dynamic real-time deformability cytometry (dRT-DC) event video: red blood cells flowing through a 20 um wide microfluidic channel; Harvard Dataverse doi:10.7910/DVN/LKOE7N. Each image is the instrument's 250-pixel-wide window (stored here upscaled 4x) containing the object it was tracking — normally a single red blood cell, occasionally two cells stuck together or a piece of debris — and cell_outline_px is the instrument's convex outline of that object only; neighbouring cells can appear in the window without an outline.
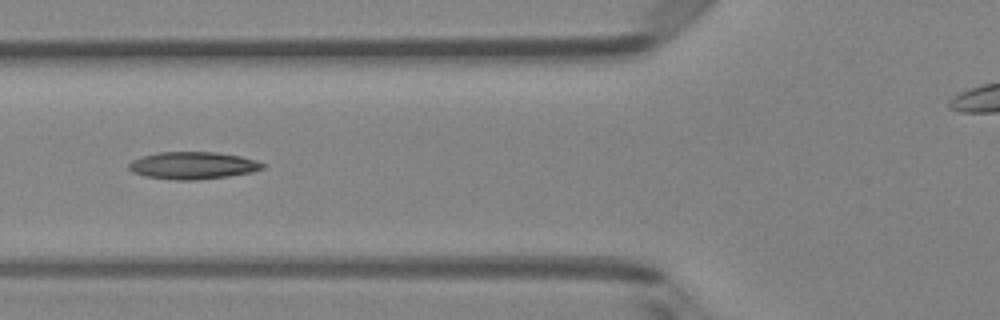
{"species": "Egyptian fruit bat (a non-hibernating species)", "species_latin": "Rousettus aegyptiacus", "temperature_condition": "room temperature", "stored_images_in_passage": 17, "camera_frame_rate_fps": 3000, "um_per_image_px": 0.085, "animal": {"sex": "female"}, "frame": {"image": 1, "passage_image": 8, "time_ms": 2.333, "image_size_px": [1000, 320], "cell_outline_px": [[264, 168], [252, 172], [228, 176], [196, 180], [176, 180], [144, 176], [132, 172], [128, 168], [128, 164], [132, 160], [144, 156], [160, 152], [216, 152], [240, 156], [256, 160], [264, 164]], "centroid_in_image_um": [16.39, 14.07], "position_along_channel_um": 109.4, "area_um2": 21.21}}
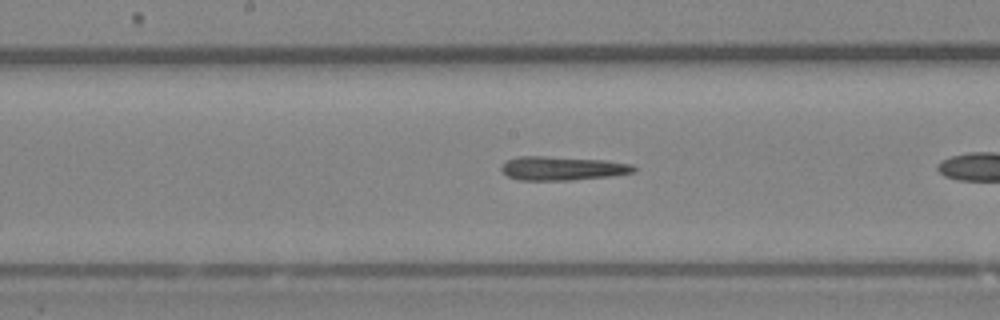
{"frame": {"image": 2, "passage_image": 12, "time_ms": 3.667, "image_size_px": [1000, 320], "cell_outline_px": [[636, 172], [608, 176], [572, 180], [520, 180], [508, 176], [500, 168], [508, 160], [516, 156], [548, 156], [608, 160], [632, 164], [636, 168]], "centroid_in_image_um": [47.83, 14.3], "position_along_channel_um": 200.4, "area_um2": 18.44}}
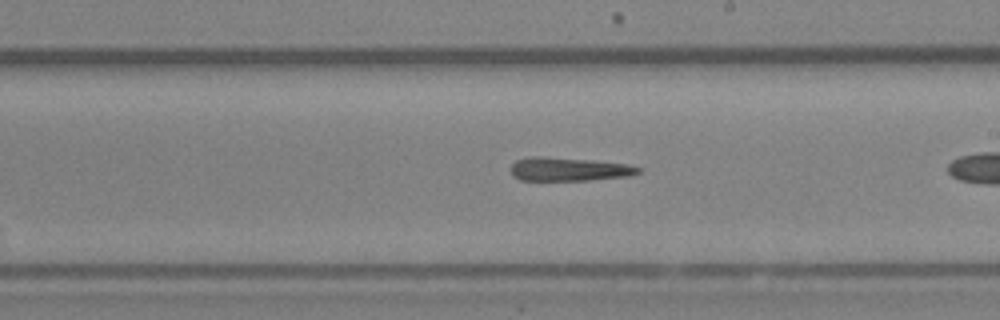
{"frame": {"image": 3, "passage_image": 15, "time_ms": 4.667, "image_size_px": [1000, 320], "cell_outline_px": [[640, 172], [632, 176], [588, 180], [520, 180], [512, 176], [508, 168], [516, 160], [532, 156], [544, 156], [592, 160], [628, 164], [640, 168]], "centroid_in_image_um": [48.31, 14.38], "position_along_channel_um": 240.7, "area_um2": 17.74}}